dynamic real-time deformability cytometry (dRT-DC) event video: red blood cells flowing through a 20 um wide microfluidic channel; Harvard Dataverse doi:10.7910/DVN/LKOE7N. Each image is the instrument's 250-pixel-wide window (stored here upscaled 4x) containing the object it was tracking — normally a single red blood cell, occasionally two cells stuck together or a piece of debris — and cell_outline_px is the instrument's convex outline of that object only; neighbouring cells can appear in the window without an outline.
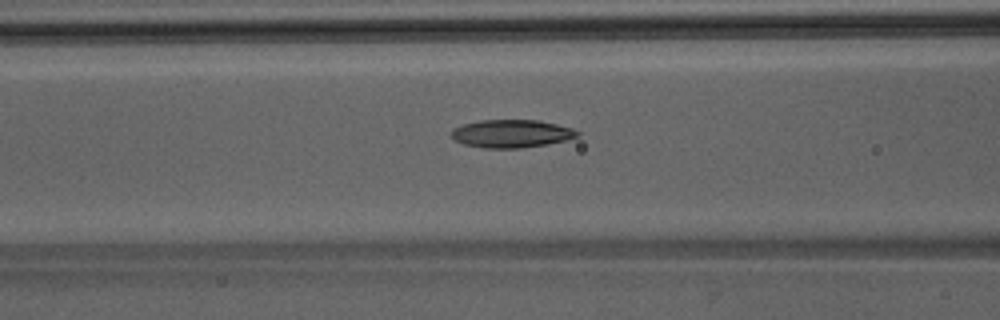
{"species": "Egyptian fruit bat (a non-hibernating species)", "species_latin": "Rousettus aegyptiacus", "temperature_condition": "room temperature", "stored_images_in_passage": 48, "camera_frame_rate_fps": 3000, "um_per_image_px": 0.085, "animal": {"sex": "male"}, "frame": {"image": 1, "passage_image": 19, "time_ms": 6.0, "image_size_px": [1000, 320], "cell_outline_px": [[580, 136], [548, 144], [520, 148], [484, 148], [464, 144], [456, 140], [452, 136], [452, 128], [464, 124], [480, 120], [540, 120], [572, 128], [580, 132]], "centroid_in_image_um": [43.5, 11.35], "position_along_channel_um": 123.1, "area_um2": 20.46}}
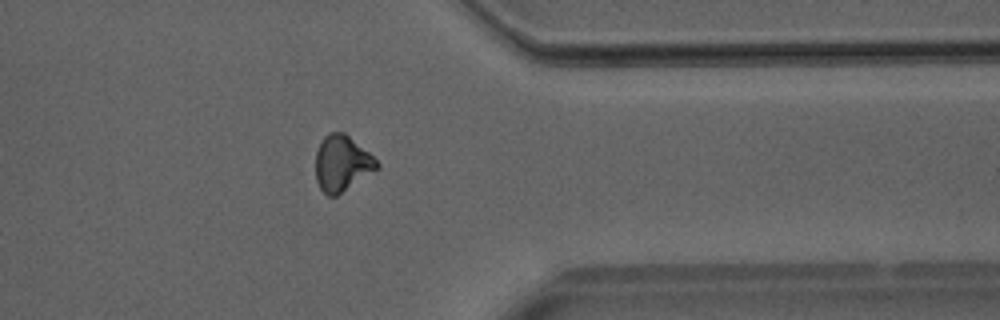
{"frame": {"image": 2, "passage_image": 38, "time_ms": 12.333, "image_size_px": [1000, 320], "cell_outline_px": [[380, 164], [376, 168], [336, 196], [328, 196], [320, 188], [316, 180], [316, 152], [324, 136], [328, 132], [344, 132], [368, 152]], "centroid_in_image_um": [29.02, 13.87], "position_along_channel_um": 382.4, "area_um2": 19.36}}
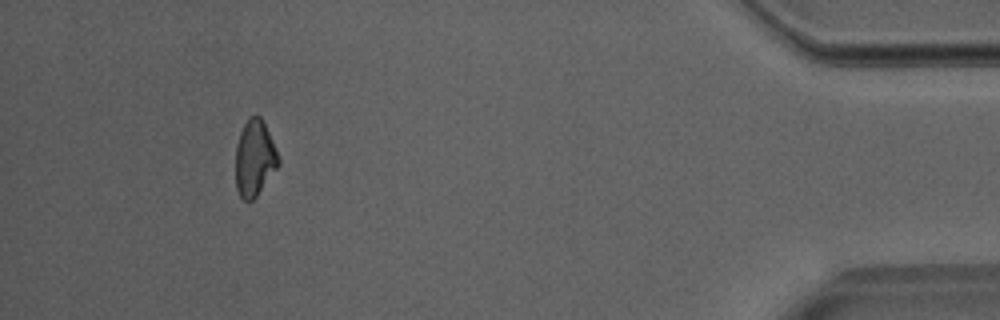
{"frame": {"image": 3, "passage_image": 44, "time_ms": 14.333, "image_size_px": [1000, 320], "cell_outline_px": [[280, 164], [256, 196], [252, 200], [244, 200], [240, 196], [236, 188], [236, 144], [240, 132], [248, 116], [260, 116], [280, 156]], "centroid_in_image_um": [21.64, 13.44], "position_along_channel_um": 413.6, "area_um2": 18.9}}